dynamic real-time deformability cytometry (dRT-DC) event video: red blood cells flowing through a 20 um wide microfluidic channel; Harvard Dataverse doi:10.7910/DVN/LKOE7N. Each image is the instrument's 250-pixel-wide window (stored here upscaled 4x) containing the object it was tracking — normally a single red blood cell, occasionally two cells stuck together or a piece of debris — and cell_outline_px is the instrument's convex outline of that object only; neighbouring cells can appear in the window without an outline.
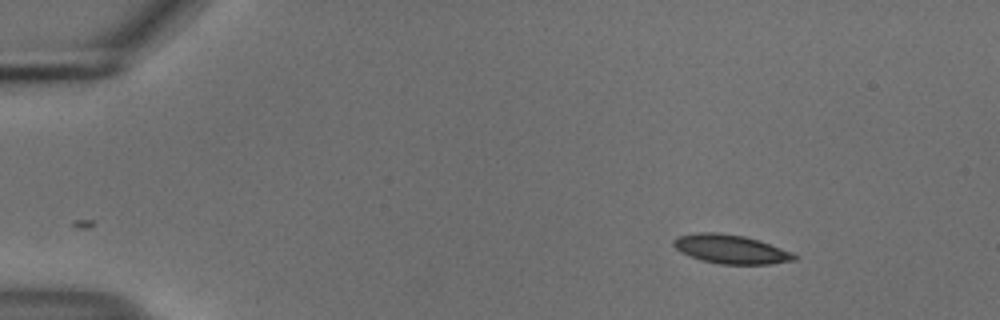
{"species": "common noctule bat (a hibernating species)", "species_latin": "Nyctalus noctula", "temperature_condition": "cold", "stored_images_in_passage": 48, "camera_frame_rate_fps": 3000, "um_per_image_px": 0.085, "animal": {"sex": "male", "body_mass_g": 18.8}, "frame": {"image": 1, "passage_image": 1, "time_ms": 0.0, "image_size_px": [1000, 320], "cell_outline_px": [[800, 256], [796, 260], [768, 264], [720, 264], [700, 260], [680, 252], [672, 244], [672, 240], [676, 236], [696, 232], [716, 232], [744, 236], [760, 240], [792, 252]], "centroid_in_image_um": [62.1, 21.17], "position_along_channel_um": 22.9, "area_um2": 20.58}}
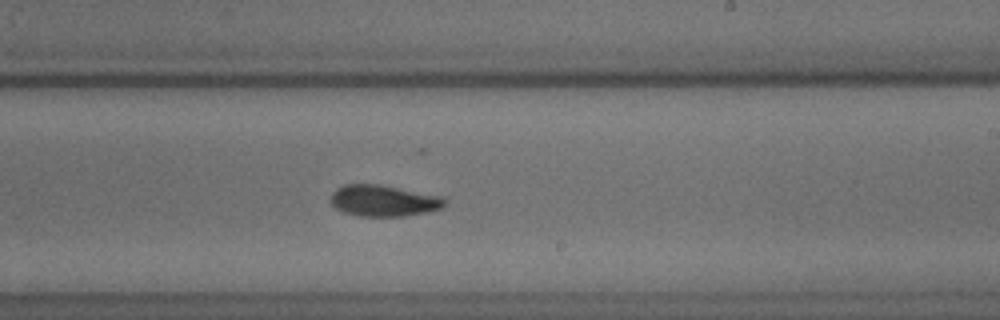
{"frame": {"image": 2, "passage_image": 27, "time_ms": 8.667, "image_size_px": [1000, 320], "cell_outline_px": [[448, 204], [440, 208], [424, 212], [404, 216], [356, 216], [344, 212], [336, 208], [328, 200], [332, 192], [336, 188], [344, 184], [384, 184], [448, 196]], "centroid_in_image_um": [32.66, 17.03], "position_along_channel_um": 256.3, "area_um2": 21.56}}
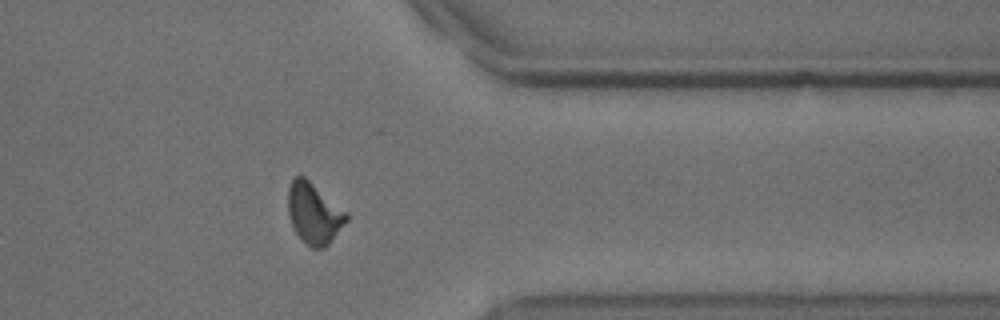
{"frame": {"image": 3, "passage_image": 38, "time_ms": 12.333, "image_size_px": [1000, 320], "cell_outline_px": [[348, 220], [328, 244], [324, 248], [312, 248], [304, 244], [300, 240], [292, 224], [288, 212], [288, 188], [292, 180], [296, 176], [304, 176], [348, 212]], "centroid_in_image_um": [26.69, 18.14], "position_along_channel_um": 384.7, "area_um2": 20.75}, "authors_computed_cell_mechanics": {"area_um2": 20.6635, "velocity_mm_per_s": 3.7268, "shape_relaxation_time_tau1_ms": 4.9495, "shape_relaxation_time_tau2_ms": 2.8783, "deformation_change_tau1": 0.1198, "deformation_change_tau2": 0.0701}}